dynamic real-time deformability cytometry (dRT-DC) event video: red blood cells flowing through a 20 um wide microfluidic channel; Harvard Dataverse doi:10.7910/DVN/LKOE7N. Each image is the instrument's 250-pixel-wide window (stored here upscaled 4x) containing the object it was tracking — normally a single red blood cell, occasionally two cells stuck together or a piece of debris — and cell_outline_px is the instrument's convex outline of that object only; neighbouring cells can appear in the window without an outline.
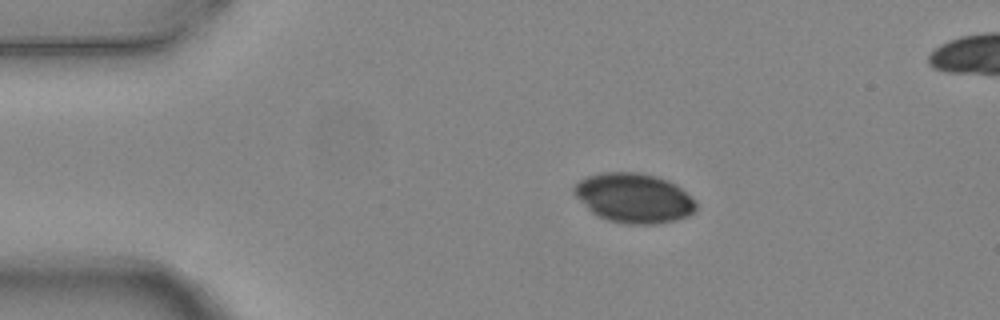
{"species": "common noctule bat (a hibernating species)", "species_latin": "Nyctalus noctula", "temperature_condition": "warm", "stored_images_in_passage": 4, "camera_frame_rate_fps": 3000, "um_per_image_px": 0.085, "animal": {"sex": "female", "body_mass_g": 24.6, "forearm_length_mm": 56.2}, "frame": {"image": 1, "passage_image": 1, "time_ms": 0.0, "image_size_px": [1000, 320], "cell_outline_px": [[696, 208], [688, 216], [676, 220], [656, 224], [624, 224], [608, 220], [596, 216], [572, 192], [572, 188], [580, 180], [588, 176], [600, 172], [640, 172], [656, 176], [668, 180], [676, 184], [692, 196], [696, 204]], "centroid_in_image_um": [53.88, 16.83], "position_along_channel_um": 31.1, "area_um2": 35.43}}